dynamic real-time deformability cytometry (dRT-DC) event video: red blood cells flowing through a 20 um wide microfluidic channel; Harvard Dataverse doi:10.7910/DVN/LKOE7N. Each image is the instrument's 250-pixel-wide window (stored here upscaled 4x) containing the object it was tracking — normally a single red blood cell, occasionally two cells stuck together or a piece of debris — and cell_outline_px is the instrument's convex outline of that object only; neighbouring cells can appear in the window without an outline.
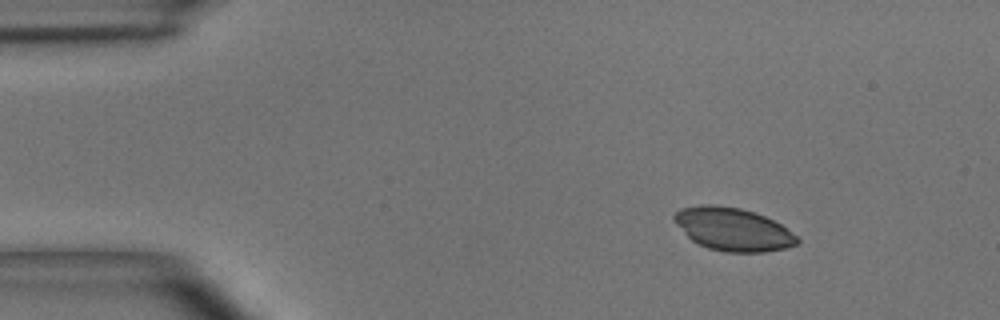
{"species": "common noctule bat (a hibernating species)", "species_latin": "Nyctalus noctula", "temperature_condition": "room temperature", "stored_images_in_passage": 43, "camera_frame_rate_fps": 3000, "um_per_image_px": 0.085, "animal": {"sex": "male", "body_mass_g": 15.6}, "frame": {"image": 1, "passage_image": 1, "time_ms": 0.0, "image_size_px": [1000, 320], "cell_outline_px": [[800, 240], [796, 244], [784, 248], [764, 252], [724, 252], [708, 248], [692, 240], [672, 220], [672, 216], [680, 208], [700, 204], [712, 204], [740, 208], [764, 216], [780, 224], [796, 236]], "centroid_in_image_um": [62.26, 19.48], "position_along_channel_um": 22.7, "area_um2": 30.58}}
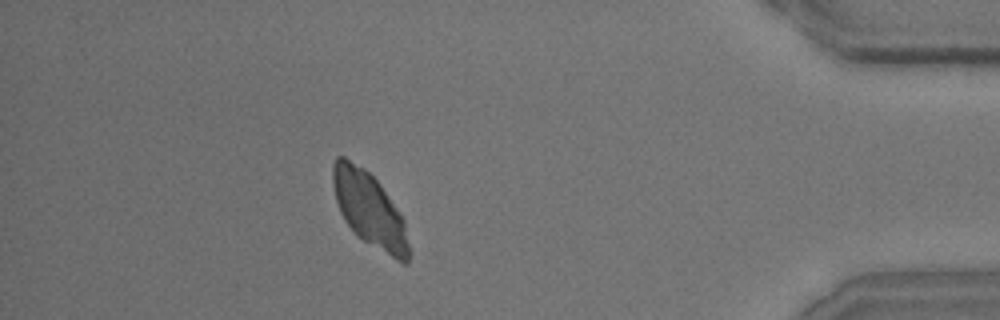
{"frame": {"image": 2, "passage_image": 38, "time_ms": 12.333, "image_size_px": [1000, 320], "cell_outline_px": [[408, 264], [404, 264], [396, 260], [364, 240], [344, 220], [340, 212], [336, 200], [332, 180], [332, 164], [336, 156], [344, 156], [364, 168], [380, 184], [404, 220], [408, 244]], "centroid_in_image_um": [31.37, 17.77], "position_along_channel_um": 403.8, "area_um2": 32.37}}